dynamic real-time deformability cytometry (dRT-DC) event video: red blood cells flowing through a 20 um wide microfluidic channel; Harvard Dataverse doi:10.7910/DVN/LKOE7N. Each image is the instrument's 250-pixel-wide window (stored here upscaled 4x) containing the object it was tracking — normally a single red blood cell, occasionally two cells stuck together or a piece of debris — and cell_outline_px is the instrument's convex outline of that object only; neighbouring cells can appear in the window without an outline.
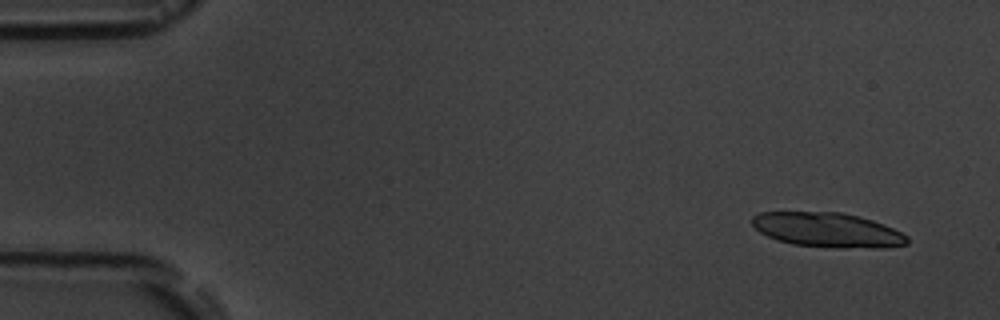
{"species": "common noctule bat (a hibernating species)", "species_latin": "Nyctalus noctula", "temperature_condition": "room temperature", "stored_images_in_passage": 7, "camera_frame_rate_fps": 3000, "um_per_image_px": 0.085, "animal": {"sex": "male", "body_mass_g": 19.5, "forearm_length_mm": 54.6}, "frame": {"image": 1, "passage_image": 2, "time_ms": 1.0, "image_size_px": [1000, 320], "cell_outline_px": [[908, 244], [884, 248], [844, 248], [792, 244], [776, 240], [760, 232], [752, 224], [752, 216], [760, 212], [840, 212], [872, 220], [884, 224], [908, 236]], "centroid_in_image_um": [70.34, 19.55], "position_along_channel_um": 14.7, "area_um2": 31.21}}